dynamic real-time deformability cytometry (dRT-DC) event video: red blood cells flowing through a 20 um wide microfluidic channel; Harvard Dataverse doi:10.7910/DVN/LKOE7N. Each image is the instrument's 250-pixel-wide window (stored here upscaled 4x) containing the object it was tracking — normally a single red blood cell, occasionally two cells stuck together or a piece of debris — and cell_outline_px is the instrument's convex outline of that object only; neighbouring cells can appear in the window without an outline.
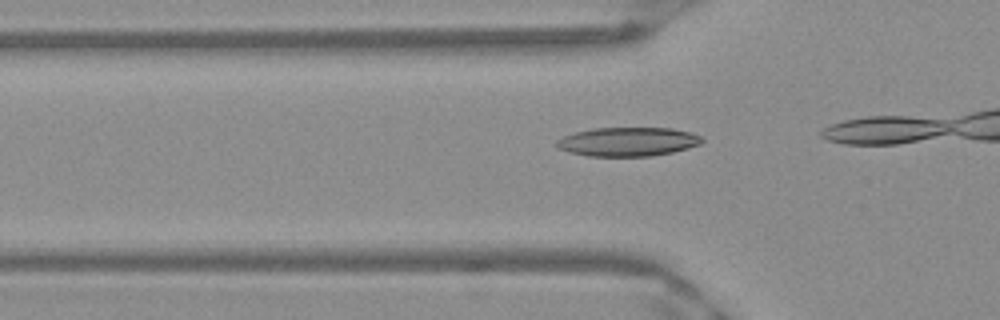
{"species": "Egyptian fruit bat (a non-hibernating species)", "species_latin": "Rousettus aegyptiacus", "temperature_condition": "warm", "stored_images_in_passage": 13, "camera_frame_rate_fps": 3000, "um_per_image_px": 0.085, "frame": {"image": 1, "passage_image": 11, "time_ms": 3.333, "image_size_px": [1000, 320], "cell_outline_px": [[704, 140], [700, 144], [688, 148], [672, 152], [652, 156], [588, 156], [568, 152], [556, 148], [556, 140], [564, 136], [576, 132], [592, 128], [672, 128], [688, 132], [700, 136]], "centroid_in_image_um": [53.33, 12.05], "position_along_channel_um": 72.5, "area_um2": 24.51}}